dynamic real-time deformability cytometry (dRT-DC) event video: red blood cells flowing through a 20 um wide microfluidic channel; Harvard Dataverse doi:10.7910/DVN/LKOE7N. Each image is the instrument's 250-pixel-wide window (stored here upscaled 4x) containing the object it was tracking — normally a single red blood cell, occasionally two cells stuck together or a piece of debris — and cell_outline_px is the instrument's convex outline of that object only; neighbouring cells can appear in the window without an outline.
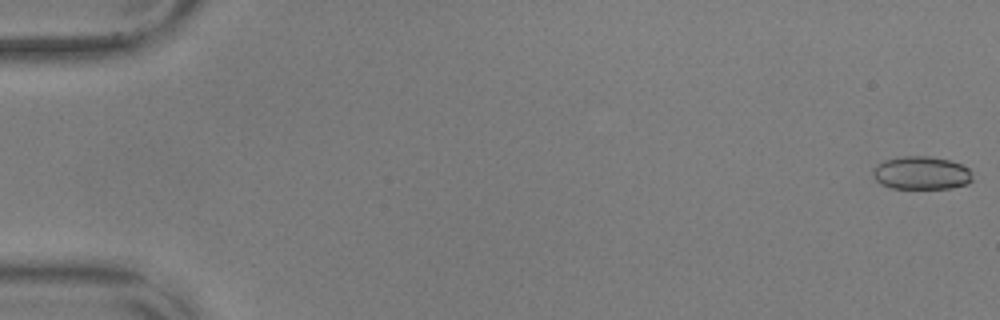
{"species": "common noctule bat (a hibernating species)", "species_latin": "Nyctalus noctula", "temperature_condition": "warm", "stored_images_in_passage": 52, "camera_frame_rate_fps": 3000, "um_per_image_px": 0.085, "animal": {"sex": "male", "body_mass_g": 17.9, "forearm_length_mm": 54.2}, "frame": {"image": 1, "passage_image": 1, "time_ms": 0.0, "image_size_px": [1000, 320], "cell_outline_px": [[972, 180], [968, 184], [952, 188], [892, 188], [880, 184], [876, 180], [872, 172], [872, 168], [876, 164], [884, 160], [904, 156], [928, 156], [952, 160], [968, 168], [972, 172]], "centroid_in_image_um": [78.32, 14.7], "position_along_channel_um": 6.7, "area_um2": 19.42}}
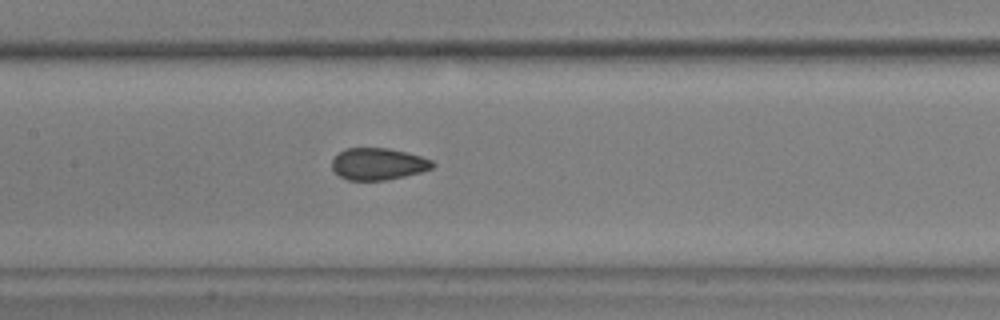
{"frame": {"image": 2, "passage_image": 28, "time_ms": 9.0, "image_size_px": [1000, 320], "cell_outline_px": [[436, 164], [432, 168], [420, 172], [404, 176], [384, 180], [348, 180], [340, 176], [332, 168], [332, 160], [344, 148], [388, 148], [420, 156], [432, 160]], "centroid_in_image_um": [32.14, 13.93], "position_along_channel_um": 175.3, "area_um2": 18.5}}
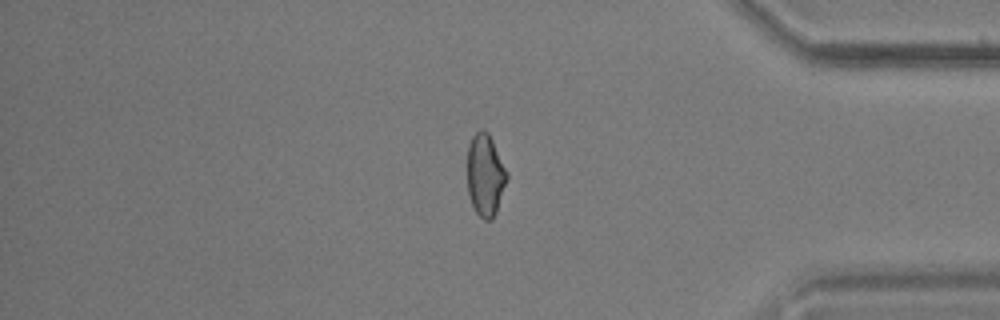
{"frame": {"image": 3, "passage_image": 48, "time_ms": 15.667, "image_size_px": [1000, 320], "cell_outline_px": [[508, 176], [496, 212], [492, 220], [484, 220], [476, 212], [472, 204], [468, 192], [468, 144], [472, 136], [480, 128], [484, 128], [488, 132], [508, 172]], "centroid_in_image_um": [41.25, 14.85], "position_along_channel_um": 394.0, "area_um2": 18.9}}